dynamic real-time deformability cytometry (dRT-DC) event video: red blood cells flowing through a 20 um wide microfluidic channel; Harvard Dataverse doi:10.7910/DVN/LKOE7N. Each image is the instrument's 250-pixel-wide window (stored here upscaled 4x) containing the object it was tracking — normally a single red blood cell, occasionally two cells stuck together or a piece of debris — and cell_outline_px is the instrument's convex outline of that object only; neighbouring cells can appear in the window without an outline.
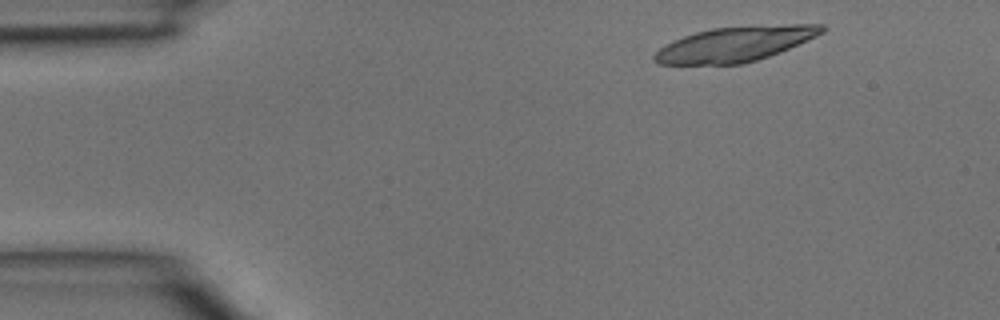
{"species": "common noctule bat (a hibernating species)", "species_latin": "Nyctalus noctula", "temperature_condition": "room temperature", "stored_images_in_passage": 4, "camera_frame_rate_fps": 3000, "um_per_image_px": 0.085, "animal": {"sex": "male", "body_mass_g": 15.6}, "frame": {"image": 1, "passage_image": 1, "time_ms": 0.0, "image_size_px": [1000, 320], "cell_outline_px": [[828, 28], [824, 32], [816, 36], [780, 52], [744, 64], [660, 64], [652, 60], [652, 56], [660, 48], [672, 40], [696, 32], [712, 28], [788, 24], [824, 24]], "centroid_in_image_um": [62.49, 3.74], "position_along_channel_um": 22.5, "area_um2": 33.99}}